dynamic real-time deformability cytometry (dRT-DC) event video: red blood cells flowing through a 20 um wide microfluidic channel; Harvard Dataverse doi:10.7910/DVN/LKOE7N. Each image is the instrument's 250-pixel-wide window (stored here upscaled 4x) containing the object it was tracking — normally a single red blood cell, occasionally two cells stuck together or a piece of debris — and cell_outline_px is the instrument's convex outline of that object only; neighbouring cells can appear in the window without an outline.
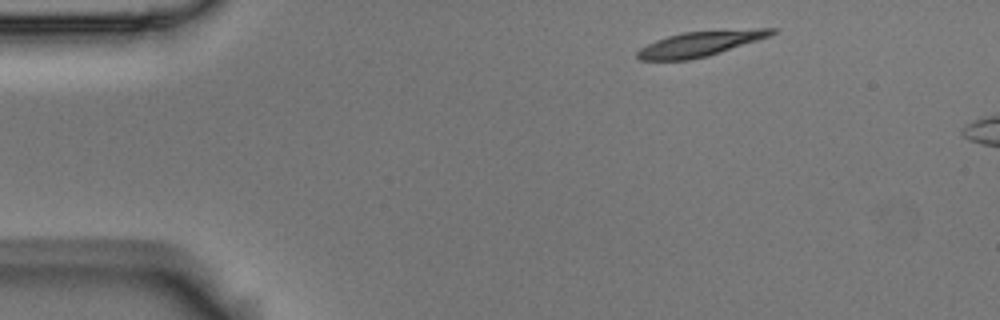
{"species": "Egyptian fruit bat (a non-hibernating species)", "species_latin": "Rousettus aegyptiacus", "temperature_condition": "room temperature", "stored_images_in_passage": 3, "camera_frame_rate_fps": 3000, "um_per_image_px": 0.085, "animal": {"sex": "male"}, "frame": {"image": 1, "passage_image": 1, "time_ms": 0.0, "image_size_px": [1000, 320], "cell_outline_px": [[780, 28], [772, 36], [708, 56], [692, 60], [640, 60], [636, 56], [636, 52], [640, 48], [656, 40], [668, 36], [684, 32], [756, 28]], "centroid_in_image_um": [59.57, 3.71], "position_along_channel_um": 25.4, "area_um2": 19.83}}